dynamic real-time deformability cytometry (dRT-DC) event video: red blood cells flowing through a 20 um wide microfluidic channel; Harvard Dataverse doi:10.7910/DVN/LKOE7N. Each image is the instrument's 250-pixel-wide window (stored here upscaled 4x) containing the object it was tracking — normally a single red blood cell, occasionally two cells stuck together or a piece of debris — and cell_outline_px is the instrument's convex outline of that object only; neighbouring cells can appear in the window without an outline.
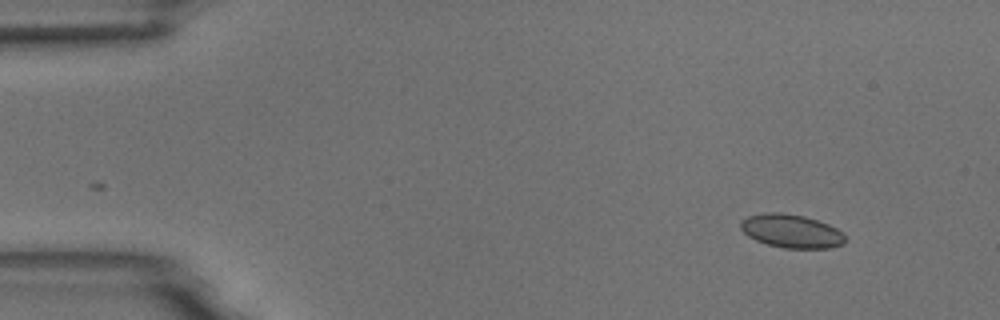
{"species": "common noctule bat (a hibernating species)", "species_latin": "Nyctalus noctula", "temperature_condition": "room temperature", "stored_images_in_passage": 4, "camera_frame_rate_fps": 3000, "um_per_image_px": 0.085, "animal": {"sex": "male", "body_mass_g": 18.8}, "frame": {"image": 1, "passage_image": 4, "time_ms": 4.333, "image_size_px": [1000, 320], "cell_outline_px": [[844, 244], [832, 248], [784, 248], [768, 244], [756, 240], [748, 236], [740, 228], [740, 220], [748, 216], [764, 212], [780, 212], [804, 216], [828, 224], [844, 232]], "centroid_in_image_um": [67.26, 19.64], "position_along_channel_um": 17.7, "area_um2": 20.46}}